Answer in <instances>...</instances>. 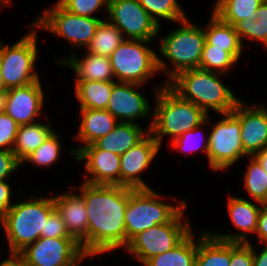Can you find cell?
<instances>
[{"label":"cell","mask_w":267,"mask_h":266,"mask_svg":"<svg viewBox=\"0 0 267 266\" xmlns=\"http://www.w3.org/2000/svg\"><path fill=\"white\" fill-rule=\"evenodd\" d=\"M79 189L88 214V257L125 247L129 188L82 182Z\"/></svg>","instance_id":"obj_1"},{"label":"cell","mask_w":267,"mask_h":266,"mask_svg":"<svg viewBox=\"0 0 267 266\" xmlns=\"http://www.w3.org/2000/svg\"><path fill=\"white\" fill-rule=\"evenodd\" d=\"M220 75L194 68L178 73L167 85L181 98L194 103L207 114L210 108L221 115L232 112L240 100L222 83Z\"/></svg>","instance_id":"obj_2"},{"label":"cell","mask_w":267,"mask_h":266,"mask_svg":"<svg viewBox=\"0 0 267 266\" xmlns=\"http://www.w3.org/2000/svg\"><path fill=\"white\" fill-rule=\"evenodd\" d=\"M155 89L156 105L148 130L160 146L164 136L174 140L206 120L208 114L202 108L181 98L166 83Z\"/></svg>","instance_id":"obj_3"},{"label":"cell","mask_w":267,"mask_h":266,"mask_svg":"<svg viewBox=\"0 0 267 266\" xmlns=\"http://www.w3.org/2000/svg\"><path fill=\"white\" fill-rule=\"evenodd\" d=\"M54 198L42 196L17 202L0 218L10 252H20L40 237H45L48 217L55 211Z\"/></svg>","instance_id":"obj_4"},{"label":"cell","mask_w":267,"mask_h":266,"mask_svg":"<svg viewBox=\"0 0 267 266\" xmlns=\"http://www.w3.org/2000/svg\"><path fill=\"white\" fill-rule=\"evenodd\" d=\"M179 23L181 24L180 28H176L166 37H162L159 46L161 55L170 60L173 68L166 65V61L157 55L158 71L166 73L169 77L166 84L182 71L199 68L205 43L204 27L194 25L187 18Z\"/></svg>","instance_id":"obj_5"},{"label":"cell","mask_w":267,"mask_h":266,"mask_svg":"<svg viewBox=\"0 0 267 266\" xmlns=\"http://www.w3.org/2000/svg\"><path fill=\"white\" fill-rule=\"evenodd\" d=\"M153 189L129 188V200L125 210L126 246L138 233L158 224L171 222L187 203L167 204Z\"/></svg>","instance_id":"obj_6"},{"label":"cell","mask_w":267,"mask_h":266,"mask_svg":"<svg viewBox=\"0 0 267 266\" xmlns=\"http://www.w3.org/2000/svg\"><path fill=\"white\" fill-rule=\"evenodd\" d=\"M151 41L124 40L109 56L118 82L144 85L158 71L157 54L148 48ZM146 45V46H145Z\"/></svg>","instance_id":"obj_7"},{"label":"cell","mask_w":267,"mask_h":266,"mask_svg":"<svg viewBox=\"0 0 267 266\" xmlns=\"http://www.w3.org/2000/svg\"><path fill=\"white\" fill-rule=\"evenodd\" d=\"M36 27L11 46L4 45L0 52V71L7 89L22 87L39 81L34 71L37 60Z\"/></svg>","instance_id":"obj_8"},{"label":"cell","mask_w":267,"mask_h":266,"mask_svg":"<svg viewBox=\"0 0 267 266\" xmlns=\"http://www.w3.org/2000/svg\"><path fill=\"white\" fill-rule=\"evenodd\" d=\"M183 210L171 221L158 224L134 236L125 247L143 265L152 257L174 249L192 231ZM183 219V220H182Z\"/></svg>","instance_id":"obj_9"},{"label":"cell","mask_w":267,"mask_h":266,"mask_svg":"<svg viewBox=\"0 0 267 266\" xmlns=\"http://www.w3.org/2000/svg\"><path fill=\"white\" fill-rule=\"evenodd\" d=\"M32 23V27L53 32L63 37L74 46L81 48L90 44L102 19L98 17H84L67 11L58 1L52 8L44 11L43 15Z\"/></svg>","instance_id":"obj_10"},{"label":"cell","mask_w":267,"mask_h":266,"mask_svg":"<svg viewBox=\"0 0 267 266\" xmlns=\"http://www.w3.org/2000/svg\"><path fill=\"white\" fill-rule=\"evenodd\" d=\"M208 135V161L213 170H224L241 157H247L241 143L240 120L232 113L222 114Z\"/></svg>","instance_id":"obj_11"},{"label":"cell","mask_w":267,"mask_h":266,"mask_svg":"<svg viewBox=\"0 0 267 266\" xmlns=\"http://www.w3.org/2000/svg\"><path fill=\"white\" fill-rule=\"evenodd\" d=\"M19 253L27 266H76L87 257L74 238L40 237Z\"/></svg>","instance_id":"obj_12"},{"label":"cell","mask_w":267,"mask_h":266,"mask_svg":"<svg viewBox=\"0 0 267 266\" xmlns=\"http://www.w3.org/2000/svg\"><path fill=\"white\" fill-rule=\"evenodd\" d=\"M106 12L108 21L131 40L152 41L159 35L160 26L138 0H108Z\"/></svg>","instance_id":"obj_13"},{"label":"cell","mask_w":267,"mask_h":266,"mask_svg":"<svg viewBox=\"0 0 267 266\" xmlns=\"http://www.w3.org/2000/svg\"><path fill=\"white\" fill-rule=\"evenodd\" d=\"M75 160L85 163L91 175L84 182L94 185L120 186V155L99 149L94 143L69 150Z\"/></svg>","instance_id":"obj_14"},{"label":"cell","mask_w":267,"mask_h":266,"mask_svg":"<svg viewBox=\"0 0 267 266\" xmlns=\"http://www.w3.org/2000/svg\"><path fill=\"white\" fill-rule=\"evenodd\" d=\"M160 149L149 132L139 143L120 155V186L132 189H149L139 173L148 168Z\"/></svg>","instance_id":"obj_15"},{"label":"cell","mask_w":267,"mask_h":266,"mask_svg":"<svg viewBox=\"0 0 267 266\" xmlns=\"http://www.w3.org/2000/svg\"><path fill=\"white\" fill-rule=\"evenodd\" d=\"M136 83L116 82L106 110L109 111L119 122L137 123V118H146L150 112V102L145 95L138 92ZM122 118V119H121Z\"/></svg>","instance_id":"obj_16"},{"label":"cell","mask_w":267,"mask_h":266,"mask_svg":"<svg viewBox=\"0 0 267 266\" xmlns=\"http://www.w3.org/2000/svg\"><path fill=\"white\" fill-rule=\"evenodd\" d=\"M246 106L239 101L232 113L240 120L243 152L249 157L267 146V109Z\"/></svg>","instance_id":"obj_17"},{"label":"cell","mask_w":267,"mask_h":266,"mask_svg":"<svg viewBox=\"0 0 267 266\" xmlns=\"http://www.w3.org/2000/svg\"><path fill=\"white\" fill-rule=\"evenodd\" d=\"M42 84L39 81L22 87H13L7 90L5 113L18 125L35 122L41 114L44 103Z\"/></svg>","instance_id":"obj_18"},{"label":"cell","mask_w":267,"mask_h":266,"mask_svg":"<svg viewBox=\"0 0 267 266\" xmlns=\"http://www.w3.org/2000/svg\"><path fill=\"white\" fill-rule=\"evenodd\" d=\"M54 198L55 209L61 215L66 230L81 246L88 258V214L84 197L77 193H64Z\"/></svg>","instance_id":"obj_19"},{"label":"cell","mask_w":267,"mask_h":266,"mask_svg":"<svg viewBox=\"0 0 267 266\" xmlns=\"http://www.w3.org/2000/svg\"><path fill=\"white\" fill-rule=\"evenodd\" d=\"M228 212L234 226L240 230L239 234H216L210 232L214 237L230 242L247 243L248 235L256 233L258 227V216L261 207L240 197H228ZM248 237V238H247Z\"/></svg>","instance_id":"obj_20"},{"label":"cell","mask_w":267,"mask_h":266,"mask_svg":"<svg viewBox=\"0 0 267 266\" xmlns=\"http://www.w3.org/2000/svg\"><path fill=\"white\" fill-rule=\"evenodd\" d=\"M63 59L59 60L58 63L68 65L76 72V84L81 81L117 82L114 81L112 66L107 56L87 52L80 60L72 53L70 57Z\"/></svg>","instance_id":"obj_21"},{"label":"cell","mask_w":267,"mask_h":266,"mask_svg":"<svg viewBox=\"0 0 267 266\" xmlns=\"http://www.w3.org/2000/svg\"><path fill=\"white\" fill-rule=\"evenodd\" d=\"M81 123L79 131L75 136L78 141L84 145L81 147L93 144L99 138L110 133L119 123L117 119L106 109H88L80 108Z\"/></svg>","instance_id":"obj_22"},{"label":"cell","mask_w":267,"mask_h":266,"mask_svg":"<svg viewBox=\"0 0 267 266\" xmlns=\"http://www.w3.org/2000/svg\"><path fill=\"white\" fill-rule=\"evenodd\" d=\"M149 130L141 128L139 123L119 122L107 135L99 138L94 144L102 150L122 155L139 143Z\"/></svg>","instance_id":"obj_23"},{"label":"cell","mask_w":267,"mask_h":266,"mask_svg":"<svg viewBox=\"0 0 267 266\" xmlns=\"http://www.w3.org/2000/svg\"><path fill=\"white\" fill-rule=\"evenodd\" d=\"M197 243L195 266H230L231 242L201 232Z\"/></svg>","instance_id":"obj_24"},{"label":"cell","mask_w":267,"mask_h":266,"mask_svg":"<svg viewBox=\"0 0 267 266\" xmlns=\"http://www.w3.org/2000/svg\"><path fill=\"white\" fill-rule=\"evenodd\" d=\"M50 122H34L26 125H19L16 135L13 153L23 165L24 160L30 156L43 142L54 132Z\"/></svg>","instance_id":"obj_25"},{"label":"cell","mask_w":267,"mask_h":266,"mask_svg":"<svg viewBox=\"0 0 267 266\" xmlns=\"http://www.w3.org/2000/svg\"><path fill=\"white\" fill-rule=\"evenodd\" d=\"M205 42L214 47L224 48L237 61L241 57L243 45L239 39L238 33L231 24L221 21L214 13L209 24L204 28Z\"/></svg>","instance_id":"obj_26"},{"label":"cell","mask_w":267,"mask_h":266,"mask_svg":"<svg viewBox=\"0 0 267 266\" xmlns=\"http://www.w3.org/2000/svg\"><path fill=\"white\" fill-rule=\"evenodd\" d=\"M115 83L109 81L78 82L75 85V95L80 102L79 108L106 109Z\"/></svg>","instance_id":"obj_27"},{"label":"cell","mask_w":267,"mask_h":266,"mask_svg":"<svg viewBox=\"0 0 267 266\" xmlns=\"http://www.w3.org/2000/svg\"><path fill=\"white\" fill-rule=\"evenodd\" d=\"M197 242L191 232L174 249L150 258L144 266H195Z\"/></svg>","instance_id":"obj_28"},{"label":"cell","mask_w":267,"mask_h":266,"mask_svg":"<svg viewBox=\"0 0 267 266\" xmlns=\"http://www.w3.org/2000/svg\"><path fill=\"white\" fill-rule=\"evenodd\" d=\"M264 0H217L212 13L221 21L235 25L241 20L251 19Z\"/></svg>","instance_id":"obj_29"},{"label":"cell","mask_w":267,"mask_h":266,"mask_svg":"<svg viewBox=\"0 0 267 266\" xmlns=\"http://www.w3.org/2000/svg\"><path fill=\"white\" fill-rule=\"evenodd\" d=\"M128 38L109 21L102 20L87 46V52L109 57Z\"/></svg>","instance_id":"obj_30"},{"label":"cell","mask_w":267,"mask_h":266,"mask_svg":"<svg viewBox=\"0 0 267 266\" xmlns=\"http://www.w3.org/2000/svg\"><path fill=\"white\" fill-rule=\"evenodd\" d=\"M234 28L242 45V39H252L267 46V0L260 4L253 18L237 22Z\"/></svg>","instance_id":"obj_31"},{"label":"cell","mask_w":267,"mask_h":266,"mask_svg":"<svg viewBox=\"0 0 267 266\" xmlns=\"http://www.w3.org/2000/svg\"><path fill=\"white\" fill-rule=\"evenodd\" d=\"M245 171L244 187L258 204L267 203V173L254 156Z\"/></svg>","instance_id":"obj_32"},{"label":"cell","mask_w":267,"mask_h":266,"mask_svg":"<svg viewBox=\"0 0 267 266\" xmlns=\"http://www.w3.org/2000/svg\"><path fill=\"white\" fill-rule=\"evenodd\" d=\"M238 61L224 48L214 47L204 43L199 69L221 73L229 72V69Z\"/></svg>","instance_id":"obj_33"},{"label":"cell","mask_w":267,"mask_h":266,"mask_svg":"<svg viewBox=\"0 0 267 266\" xmlns=\"http://www.w3.org/2000/svg\"><path fill=\"white\" fill-rule=\"evenodd\" d=\"M151 18L160 26L159 17L172 22H180L187 17L177 0H138Z\"/></svg>","instance_id":"obj_34"},{"label":"cell","mask_w":267,"mask_h":266,"mask_svg":"<svg viewBox=\"0 0 267 266\" xmlns=\"http://www.w3.org/2000/svg\"><path fill=\"white\" fill-rule=\"evenodd\" d=\"M59 138L60 135L53 132L24 162L27 161L41 167H47L57 162L61 150Z\"/></svg>","instance_id":"obj_35"},{"label":"cell","mask_w":267,"mask_h":266,"mask_svg":"<svg viewBox=\"0 0 267 266\" xmlns=\"http://www.w3.org/2000/svg\"><path fill=\"white\" fill-rule=\"evenodd\" d=\"M208 122H210L209 119V114L206 118V120L201 124L196 126L195 128H193L192 130H189L187 132H185L184 134H182L181 136H178L176 139L172 140V145L174 146V148H176L178 151L180 150L181 152H183V150H185L186 152H191L193 153L195 150L200 149L202 151H204V153L207 155L208 154V146H209V142H208V136L206 138L205 143L201 144V139L200 141H198V135L197 137L195 136L197 133H199L197 130H200L199 128H201L202 125L207 124ZM197 131V132H196ZM201 137V136H199ZM196 138L197 142L194 141V139ZM197 143V145H195ZM194 145V146H193Z\"/></svg>","instance_id":"obj_36"},{"label":"cell","mask_w":267,"mask_h":266,"mask_svg":"<svg viewBox=\"0 0 267 266\" xmlns=\"http://www.w3.org/2000/svg\"><path fill=\"white\" fill-rule=\"evenodd\" d=\"M67 11L84 17H95L93 12L102 6L108 9V0H57Z\"/></svg>","instance_id":"obj_37"},{"label":"cell","mask_w":267,"mask_h":266,"mask_svg":"<svg viewBox=\"0 0 267 266\" xmlns=\"http://www.w3.org/2000/svg\"><path fill=\"white\" fill-rule=\"evenodd\" d=\"M18 128L19 125L8 114H0V150L12 151Z\"/></svg>","instance_id":"obj_38"},{"label":"cell","mask_w":267,"mask_h":266,"mask_svg":"<svg viewBox=\"0 0 267 266\" xmlns=\"http://www.w3.org/2000/svg\"><path fill=\"white\" fill-rule=\"evenodd\" d=\"M230 266H253V246L250 241L231 242Z\"/></svg>","instance_id":"obj_39"},{"label":"cell","mask_w":267,"mask_h":266,"mask_svg":"<svg viewBox=\"0 0 267 266\" xmlns=\"http://www.w3.org/2000/svg\"><path fill=\"white\" fill-rule=\"evenodd\" d=\"M45 238H73L66 230L61 215L55 210L46 221Z\"/></svg>","instance_id":"obj_40"},{"label":"cell","mask_w":267,"mask_h":266,"mask_svg":"<svg viewBox=\"0 0 267 266\" xmlns=\"http://www.w3.org/2000/svg\"><path fill=\"white\" fill-rule=\"evenodd\" d=\"M21 163L11 150H0V181L8 179L9 175L18 168Z\"/></svg>","instance_id":"obj_41"},{"label":"cell","mask_w":267,"mask_h":266,"mask_svg":"<svg viewBox=\"0 0 267 266\" xmlns=\"http://www.w3.org/2000/svg\"><path fill=\"white\" fill-rule=\"evenodd\" d=\"M6 181H0V218L14 205L11 204V186Z\"/></svg>","instance_id":"obj_42"},{"label":"cell","mask_w":267,"mask_h":266,"mask_svg":"<svg viewBox=\"0 0 267 266\" xmlns=\"http://www.w3.org/2000/svg\"><path fill=\"white\" fill-rule=\"evenodd\" d=\"M261 209L258 216V227L255 234L259 237L261 243H267V203L261 204Z\"/></svg>","instance_id":"obj_43"},{"label":"cell","mask_w":267,"mask_h":266,"mask_svg":"<svg viewBox=\"0 0 267 266\" xmlns=\"http://www.w3.org/2000/svg\"><path fill=\"white\" fill-rule=\"evenodd\" d=\"M10 257L0 263V266H27L23 256L18 252H9Z\"/></svg>","instance_id":"obj_44"},{"label":"cell","mask_w":267,"mask_h":266,"mask_svg":"<svg viewBox=\"0 0 267 266\" xmlns=\"http://www.w3.org/2000/svg\"><path fill=\"white\" fill-rule=\"evenodd\" d=\"M253 266H267V243L259 253L253 249Z\"/></svg>","instance_id":"obj_45"},{"label":"cell","mask_w":267,"mask_h":266,"mask_svg":"<svg viewBox=\"0 0 267 266\" xmlns=\"http://www.w3.org/2000/svg\"><path fill=\"white\" fill-rule=\"evenodd\" d=\"M267 173V146L253 155Z\"/></svg>","instance_id":"obj_46"},{"label":"cell","mask_w":267,"mask_h":266,"mask_svg":"<svg viewBox=\"0 0 267 266\" xmlns=\"http://www.w3.org/2000/svg\"><path fill=\"white\" fill-rule=\"evenodd\" d=\"M7 92L0 93V114L5 112Z\"/></svg>","instance_id":"obj_47"},{"label":"cell","mask_w":267,"mask_h":266,"mask_svg":"<svg viewBox=\"0 0 267 266\" xmlns=\"http://www.w3.org/2000/svg\"><path fill=\"white\" fill-rule=\"evenodd\" d=\"M7 88L3 82V78H2V74H1V71H0V93L2 92H7Z\"/></svg>","instance_id":"obj_48"},{"label":"cell","mask_w":267,"mask_h":266,"mask_svg":"<svg viewBox=\"0 0 267 266\" xmlns=\"http://www.w3.org/2000/svg\"><path fill=\"white\" fill-rule=\"evenodd\" d=\"M11 3V0H0V7L9 5Z\"/></svg>","instance_id":"obj_49"},{"label":"cell","mask_w":267,"mask_h":266,"mask_svg":"<svg viewBox=\"0 0 267 266\" xmlns=\"http://www.w3.org/2000/svg\"><path fill=\"white\" fill-rule=\"evenodd\" d=\"M3 44L2 42L0 41V52H1V48H2Z\"/></svg>","instance_id":"obj_50"}]
</instances>
